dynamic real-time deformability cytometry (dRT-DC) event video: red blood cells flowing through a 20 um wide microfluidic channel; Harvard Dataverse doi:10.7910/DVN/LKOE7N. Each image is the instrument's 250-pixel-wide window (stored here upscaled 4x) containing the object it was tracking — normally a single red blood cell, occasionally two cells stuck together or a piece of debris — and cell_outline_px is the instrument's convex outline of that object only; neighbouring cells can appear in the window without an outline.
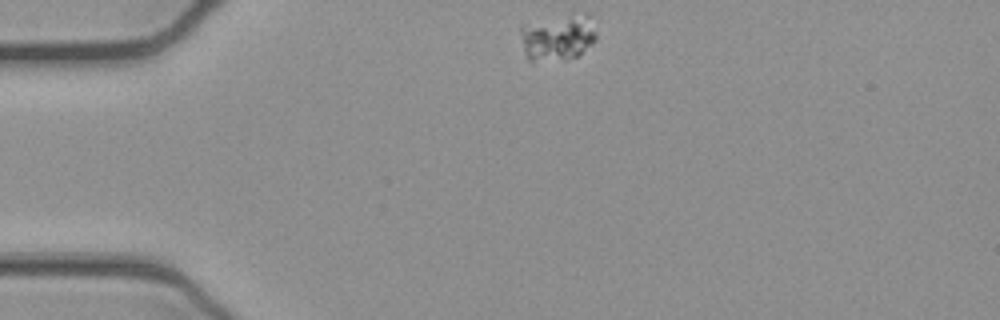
{"species": "common noctule bat (a hibernating species)", "species_latin": "Nyctalus noctula", "temperature_condition": "cold", "stored_images_in_passage": 44, "camera_frame_rate_fps": 3000, "um_per_image_px": 0.085, "animal": {"sex": "female", "body_mass_g": 21.9}, "frame": {"image": 1, "passage_image": 1, "time_ms": 0.0, "image_size_px": [1000, 320], "cell_outline_px": [[596, 40], [580, 56], [564, 60], [532, 64], [528, 60], [524, 52], [520, 28], [520, 24], [524, 20], [588, 12], [596, 32]], "centroid_in_image_um": [47.36, 3.17], "position_along_channel_um": 37.6, "area_um2": 21.85}}
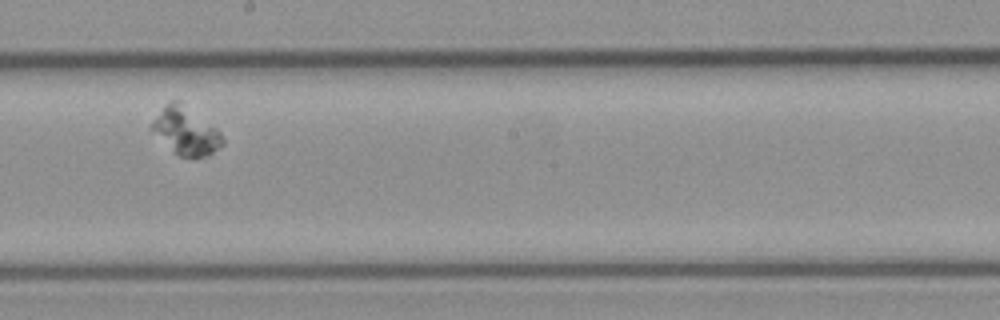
{"frame": {"image": 2, "passage_image": 20, "time_ms": 6.333, "image_size_px": [1000, 320], "cell_outline_px": [[224, 144], [208, 156], [180, 156], [172, 152], [152, 128], [152, 120], [172, 100], [180, 100], [216, 128], [220, 132], [224, 140]], "centroid_in_image_um": [15.84, 11.14], "position_along_channel_um": 232.4, "area_um2": 19.02}}
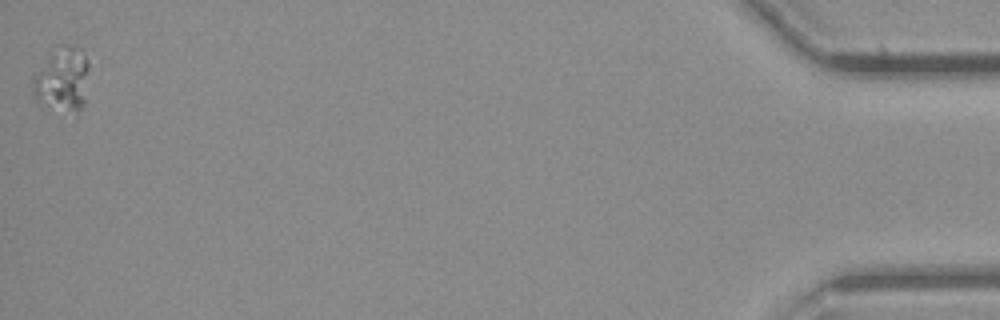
{"frame": {"image": 3, "passage_image": 44, "time_ms": 14.333, "image_size_px": [1000, 320], "cell_outline_px": [[88, 68], [84, 104], [76, 112], [60, 116], [44, 112], [40, 108], [32, 96], [32, 80], [36, 72], [56, 44], [64, 44], [76, 48], [88, 60]], "centroid_in_image_um": [5.2, 6.91], "position_along_channel_um": 430.0, "area_um2": 22.37}}